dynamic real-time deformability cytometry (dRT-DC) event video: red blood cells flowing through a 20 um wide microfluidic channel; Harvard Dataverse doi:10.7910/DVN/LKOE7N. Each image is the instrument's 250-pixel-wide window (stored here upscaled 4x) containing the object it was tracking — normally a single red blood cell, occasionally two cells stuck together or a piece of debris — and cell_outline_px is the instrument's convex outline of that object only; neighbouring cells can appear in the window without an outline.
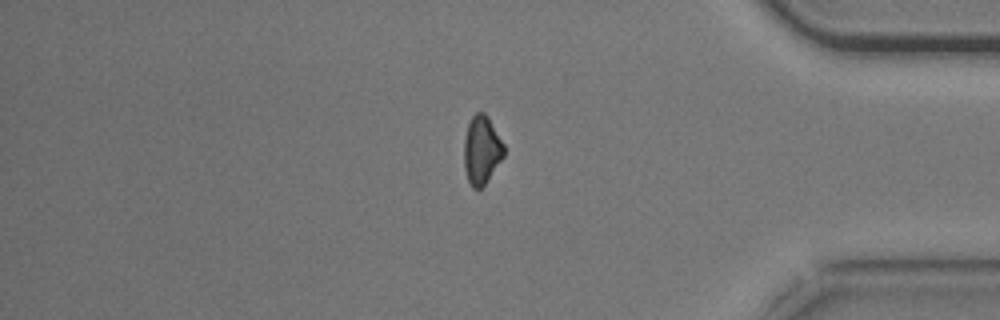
{"species": "common noctule bat (a hibernating species)", "species_latin": "Nyctalus noctula", "temperature_condition": "cold", "stored_images_in_passage": 14, "segment_of_instrument_passage": [2, 2], "camera_frame_rate_fps": 3000, "um_per_image_px": 0.085, "animal": {"sex": "male", "body_mass_g": 20.5, "forearm_length_mm": 52.5}, "frame": {"image": 1, "passage_image": 14, "time_ms": 4.333, "image_size_px": [1000, 320], "cell_outline_px": [[504, 156], [484, 184], [480, 188], [472, 188], [468, 180], [464, 168], [464, 140], [468, 124], [472, 116], [476, 112], [484, 112], [488, 116], [504, 144]], "centroid_in_image_um": [40.93, 12.72], "position_along_channel_um": 394.3, "area_um2": 15.78}}